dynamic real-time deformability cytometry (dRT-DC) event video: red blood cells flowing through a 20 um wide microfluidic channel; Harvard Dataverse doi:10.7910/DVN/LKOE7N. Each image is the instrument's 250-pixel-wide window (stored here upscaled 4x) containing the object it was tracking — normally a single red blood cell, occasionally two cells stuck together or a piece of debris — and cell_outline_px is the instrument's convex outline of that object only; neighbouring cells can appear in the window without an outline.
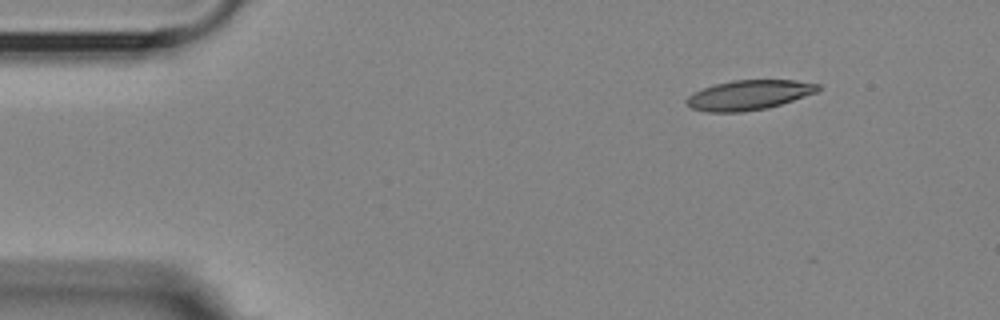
{"species": "Egyptian fruit bat (a non-hibernating species)", "species_latin": "Rousettus aegyptiacus", "temperature_condition": "room temperature", "stored_images_in_passage": 9, "camera_frame_rate_fps": 3000, "um_per_image_px": 0.085, "animal": {"sex": "female"}, "frame": {"image": 1, "passage_image": 1, "time_ms": 0.0, "image_size_px": [1000, 320], "cell_outline_px": [[820, 88], [816, 92], [768, 108], [740, 112], [708, 112], [692, 108], [684, 100], [692, 92], [716, 84], [732, 80], [796, 80], [820, 84]], "centroid_in_image_um": [63.64, 8.07], "position_along_channel_um": 21.4, "area_um2": 22.66}}